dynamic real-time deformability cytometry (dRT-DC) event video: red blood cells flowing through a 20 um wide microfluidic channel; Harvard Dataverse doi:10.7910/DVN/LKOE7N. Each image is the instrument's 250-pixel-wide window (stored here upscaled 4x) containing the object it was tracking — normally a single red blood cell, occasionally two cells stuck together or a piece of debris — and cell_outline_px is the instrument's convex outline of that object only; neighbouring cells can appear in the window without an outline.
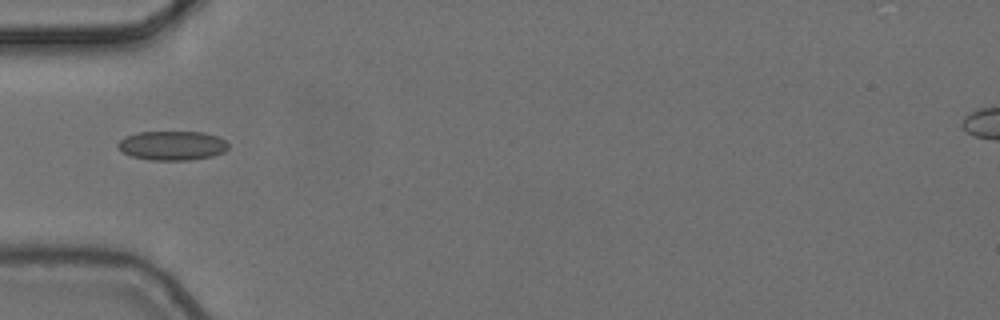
{"species": "common noctule bat (a hibernating species)", "species_latin": "Nyctalus noctula", "temperature_condition": "cold", "stored_images_in_passage": 6, "camera_frame_rate_fps": 3000, "um_per_image_px": 0.085, "animal": {"sex": "female", "body_mass_g": 24.6, "forearm_length_mm": 56.2}, "frame": {"image": 1, "passage_image": 4, "time_ms": 1.0, "image_size_px": [1000, 320], "cell_outline_px": [[228, 148], [224, 152], [212, 156], [188, 160], [148, 160], [132, 156], [124, 152], [116, 144], [124, 136], [136, 132], [204, 132], [216, 136], [224, 140], [228, 144]], "centroid_in_image_um": [14.63, 12.37], "position_along_channel_um": 70.4, "area_um2": 18.79}}
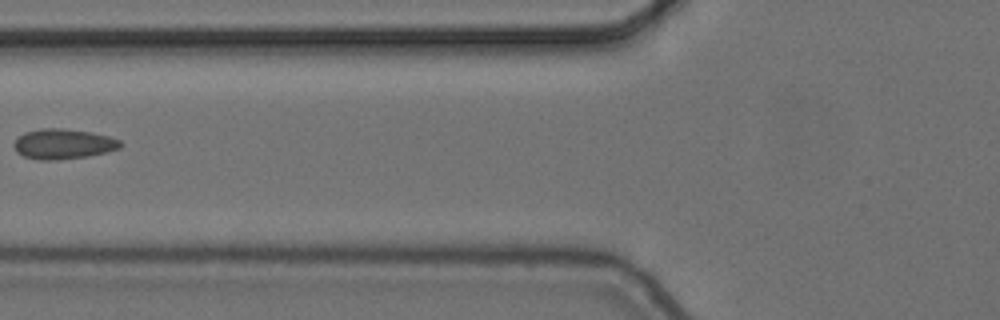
{"frame": {"image": 2, "passage_image": 5, "time_ms": 1.333, "image_size_px": [1000, 320], "cell_outline_px": [[124, 144], [120, 148], [88, 156], [56, 160], [40, 160], [24, 156], [16, 152], [12, 144], [24, 132], [40, 128], [60, 128], [92, 132], [108, 136], [120, 140]], "centroid_in_image_um": [5.37, 12.23], "position_along_channel_um": 120.4, "area_um2": 18.73}}
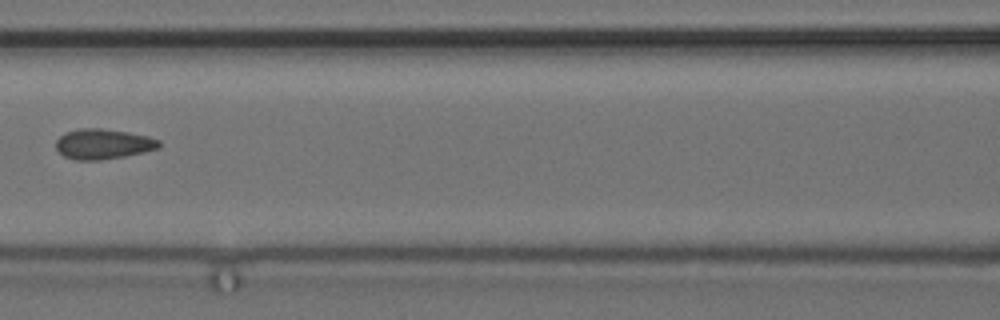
{"frame": {"image": 3, "passage_image": 6, "time_ms": 1.667, "image_size_px": [1000, 320], "cell_outline_px": [[160, 148], [144, 152], [124, 156], [100, 160], [72, 160], [64, 156], [56, 148], [56, 140], [64, 132], [80, 128], [100, 128], [128, 132], [148, 136], [160, 140]], "centroid_in_image_um": [8.76, 12.24], "position_along_channel_um": 157.8, "area_um2": 18.26}}